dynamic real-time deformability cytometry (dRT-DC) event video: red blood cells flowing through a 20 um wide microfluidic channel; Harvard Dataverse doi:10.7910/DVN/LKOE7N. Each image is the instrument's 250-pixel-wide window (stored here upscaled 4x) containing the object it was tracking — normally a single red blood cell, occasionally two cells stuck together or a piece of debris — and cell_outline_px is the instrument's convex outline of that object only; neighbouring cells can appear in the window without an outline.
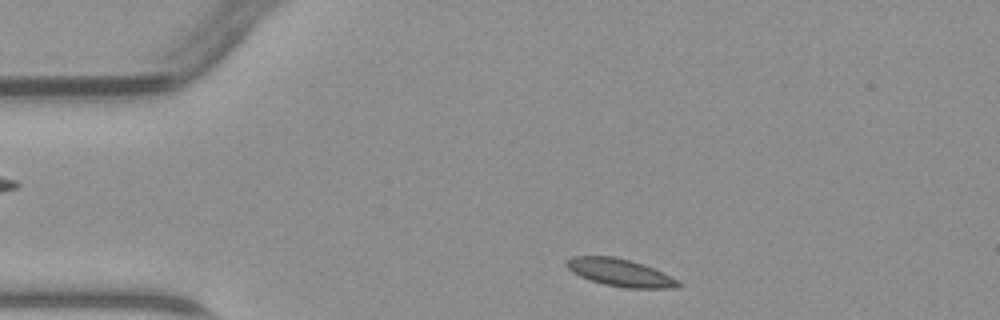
{"species": "common noctule bat (a hibernating species)", "species_latin": "Nyctalus noctula", "temperature_condition": "warm", "stored_images_in_passage": 34, "camera_frame_rate_fps": 3000, "um_per_image_px": 0.085, "animal": {"sex": "male", "body_mass_g": 23.1, "forearm_length_mm": 52.7}, "frame": {"image": 1, "passage_image": 3, "time_ms": 0.667, "image_size_px": [1000, 320], "cell_outline_px": [[684, 284], [676, 288], [624, 288], [604, 284], [580, 276], [572, 272], [564, 264], [564, 260], [572, 256], [616, 256], [632, 260], [644, 264]], "centroid_in_image_um": [52.66, 23.15], "position_along_channel_um": 32.3, "area_um2": 17.92}}
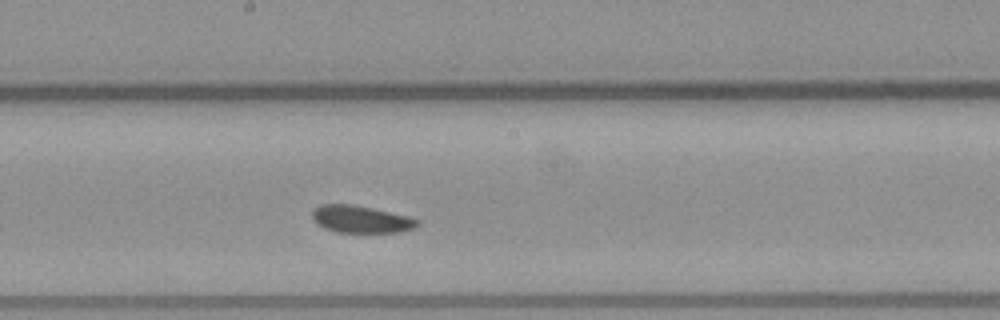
{"frame": {"image": 2, "passage_image": 19, "time_ms": 6.0, "image_size_px": [1000, 320], "cell_outline_px": [[420, 224], [416, 228], [400, 232], [336, 232], [324, 228], [312, 216], [312, 212], [320, 204], [352, 204], [412, 216], [420, 220]], "centroid_in_image_um": [30.77, 18.63], "position_along_channel_um": 217.4, "area_um2": 16.76}}
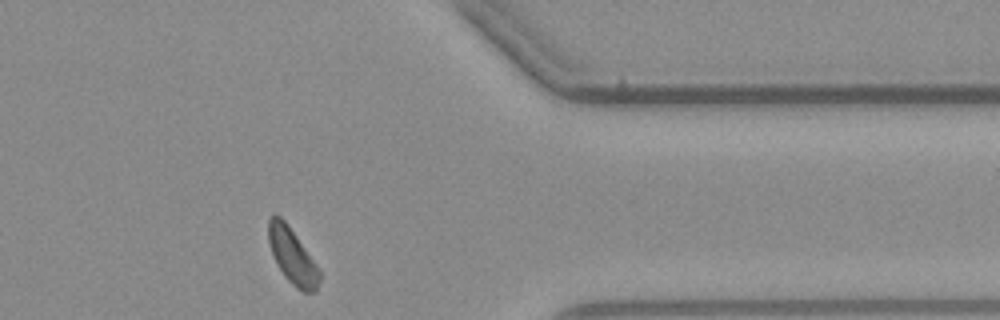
{"frame": {"image": 3, "passage_image": 32, "time_ms": 10.333, "image_size_px": [1000, 320], "cell_outline_px": [[320, 280], [316, 292], [304, 292], [296, 288], [284, 276], [268, 244], [268, 220], [272, 216], [280, 216], [284, 220], [320, 268]], "centroid_in_image_um": [24.87, 21.8], "position_along_channel_um": 386.5, "area_um2": 16.3}}